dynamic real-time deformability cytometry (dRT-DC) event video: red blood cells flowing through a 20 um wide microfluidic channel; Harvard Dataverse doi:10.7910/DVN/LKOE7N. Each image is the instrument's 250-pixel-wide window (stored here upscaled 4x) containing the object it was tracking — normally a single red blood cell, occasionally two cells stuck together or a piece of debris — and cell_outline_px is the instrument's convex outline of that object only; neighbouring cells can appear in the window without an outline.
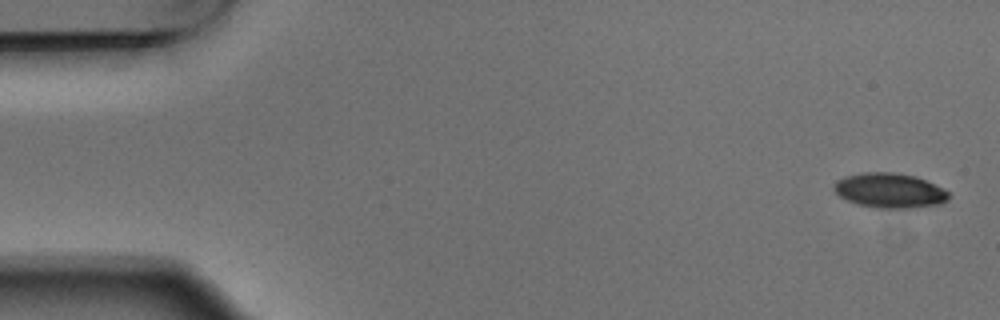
{"species": "Egyptian fruit bat (a non-hibernating species)", "species_latin": "Rousettus aegyptiacus", "temperature_condition": "warm", "stored_images_in_passage": 6, "segment_of_instrument_passage": [1, 2], "camera_frame_rate_fps": 3000, "um_per_image_px": 0.085, "animal": {"sex": "male"}, "frame": {"image": 1, "passage_image": 1, "time_ms": 0.0, "image_size_px": [1000, 320], "cell_outline_px": [[948, 200], [940, 204], [912, 208], [876, 208], [856, 204], [840, 196], [832, 188], [836, 180], [844, 176], [864, 172], [892, 172], [916, 176], [944, 188], [948, 192]], "centroid_in_image_um": [75.61, 16.19], "position_along_channel_um": 9.4, "area_um2": 23.41}}
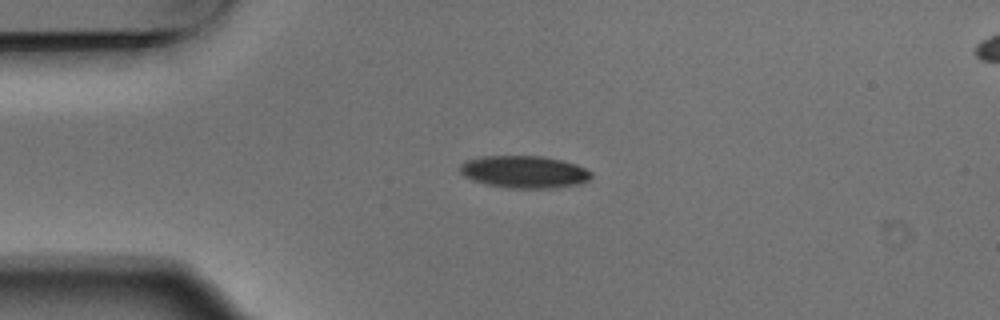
{"frame": {"image": 2, "passage_image": 4, "time_ms": 1.0, "image_size_px": [1000, 320], "cell_outline_px": [[592, 176], [588, 180], [580, 184], [556, 188], [512, 188], [488, 184], [472, 180], [464, 176], [460, 172], [460, 164], [468, 160], [484, 156], [544, 156], [576, 164], [592, 172]], "centroid_in_image_um": [44.58, 14.61], "position_along_channel_um": 40.4, "area_um2": 24.62}}